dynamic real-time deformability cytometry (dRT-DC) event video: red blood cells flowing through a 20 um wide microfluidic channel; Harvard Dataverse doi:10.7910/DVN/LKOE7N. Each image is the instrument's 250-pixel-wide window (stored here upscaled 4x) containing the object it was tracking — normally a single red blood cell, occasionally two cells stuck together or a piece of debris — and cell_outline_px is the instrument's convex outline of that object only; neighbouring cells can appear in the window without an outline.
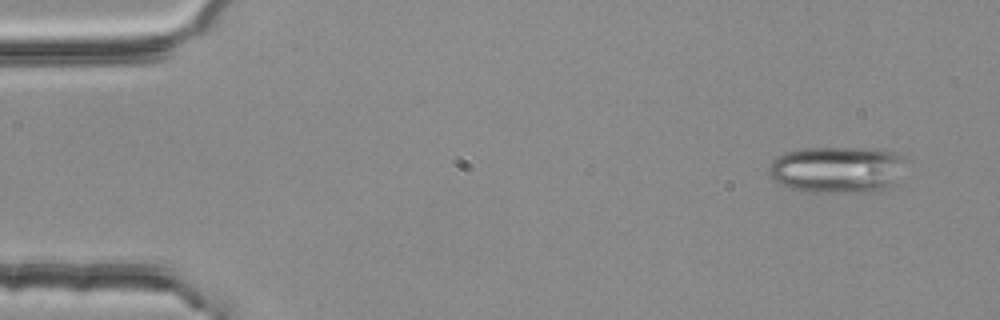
{"species": "common noctule bat (a hibernating species)", "species_latin": "Nyctalus noctula", "temperature_condition": "room temperature", "stored_images_in_passage": 3, "camera_frame_rate_fps": 3000, "um_per_image_px": 0.085, "animal": {"sex": "female", "body_mass_g": 25.1}, "frame": {"image": 1, "passage_image": 3, "time_ms": 0.667, "image_size_px": [1000, 320], "cell_outline_px": [[912, 160], [888, 184], [872, 192], [804, 192], [792, 188], [776, 180], [768, 172], [768, 168], [772, 160], [788, 152], [800, 148], [872, 148], [896, 152], [908, 156]], "centroid_in_image_um": [71.21, 14.38], "position_along_channel_um": 13.8, "area_um2": 37.11}}